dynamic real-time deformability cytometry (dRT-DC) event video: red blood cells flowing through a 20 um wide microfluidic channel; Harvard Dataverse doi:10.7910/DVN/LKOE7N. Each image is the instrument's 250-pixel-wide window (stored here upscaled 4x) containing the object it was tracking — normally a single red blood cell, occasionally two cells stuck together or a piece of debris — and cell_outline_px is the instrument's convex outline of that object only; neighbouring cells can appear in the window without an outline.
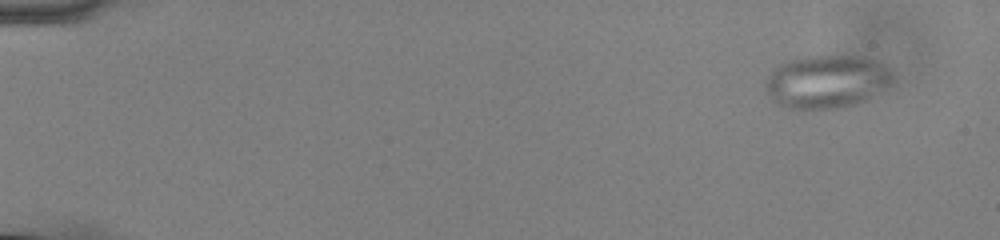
{"species": "common noctule bat (a hibernating species)", "species_latin": "Nyctalus noctula", "temperature_condition": "cold", "stored_images_in_passage": 57, "camera_frame_rate_fps": 3000, "um_per_image_px": 0.085, "animal": {"sex": "male", "body_mass_g": 13.0, "forearm_length_mm": 53.1}, "frame": {"image": 1, "passage_image": 5, "time_ms": 1.333, "image_size_px": [1000, 240], "cell_outline_px": [[892, 80], [888, 84], [864, 100], [856, 104], [836, 108], [792, 108], [780, 104], [772, 100], [764, 84], [768, 76], [780, 64], [788, 60], [808, 56], [856, 56], [876, 60], [884, 64], [892, 72]], "centroid_in_image_um": [70.25, 6.91], "position_along_channel_um": 14.7, "area_um2": 38.61}}
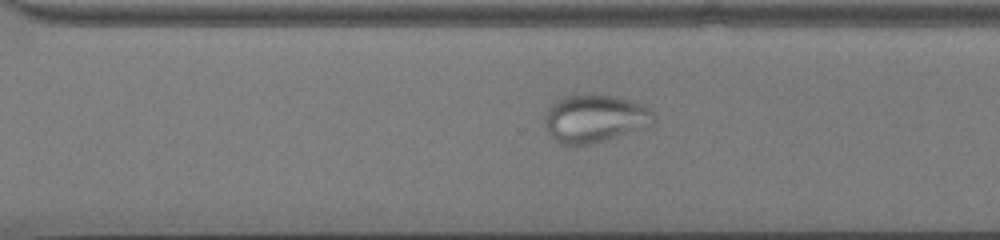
{"frame": {"image": 2, "passage_image": 41, "time_ms": 13.333, "image_size_px": [1000, 240], "cell_outline_px": [[656, 120], [652, 124], [592, 144], [560, 144], [548, 132], [544, 124], [544, 116], [548, 108], [556, 100], [564, 96], [612, 96], [628, 100], [640, 104], [648, 108], [656, 116]], "centroid_in_image_um": [50.52, 10.08], "position_along_channel_um": 320.1, "area_um2": 29.59}}
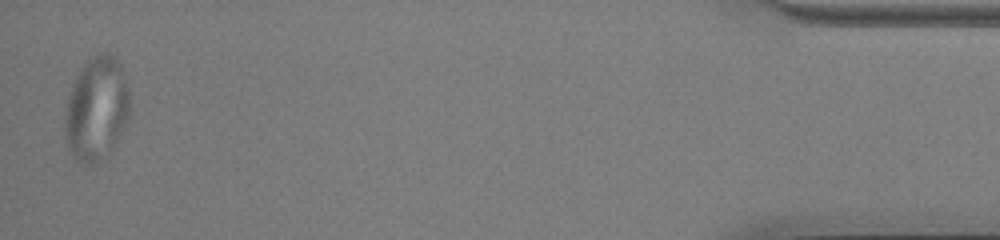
{"frame": {"image": 3, "passage_image": 56, "time_ms": 18.333, "image_size_px": [1000, 240], "cell_outline_px": [[128, 116], [108, 160], [96, 164], [80, 164], [72, 156], [68, 148], [64, 132], [64, 116], [68, 96], [72, 80], [76, 72], [96, 52], [104, 52], [116, 56], [124, 72], [128, 88]], "centroid_in_image_um": [8.17, 9.27], "position_along_channel_um": 427.0, "area_um2": 40.17}}